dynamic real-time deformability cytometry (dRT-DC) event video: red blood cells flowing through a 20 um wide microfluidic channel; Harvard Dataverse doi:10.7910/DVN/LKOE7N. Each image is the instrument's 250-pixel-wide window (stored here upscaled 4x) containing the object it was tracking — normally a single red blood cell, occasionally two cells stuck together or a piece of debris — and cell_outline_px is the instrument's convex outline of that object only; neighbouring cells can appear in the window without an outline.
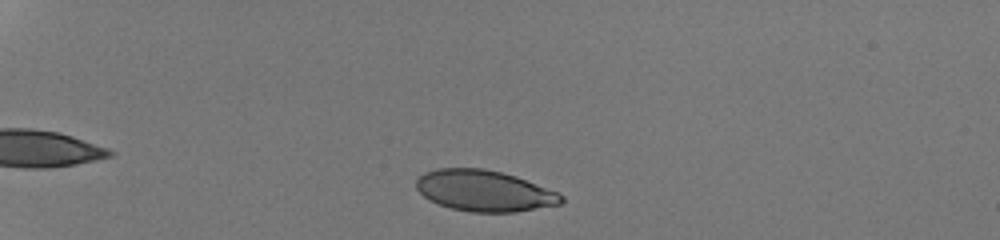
{"species": "human", "species_latin": "Homo sapiens", "temperature_condition": "room temperature", "stored_images_in_passage": 35, "camera_frame_rate_fps": 3000, "um_per_image_px": 0.085, "donor": {"sex": "male"}, "frame": {"image": 1, "passage_image": 4, "time_ms": 1.0, "image_size_px": [1000, 240], "cell_outline_px": [[564, 200], [560, 204], [516, 212], [472, 212], [452, 208], [428, 200], [416, 188], [416, 180], [424, 172], [436, 168], [484, 168], [516, 176], [556, 192], [564, 196]], "centroid_in_image_um": [41.14, 16.21], "position_along_channel_um": 43.9, "area_um2": 34.56}}
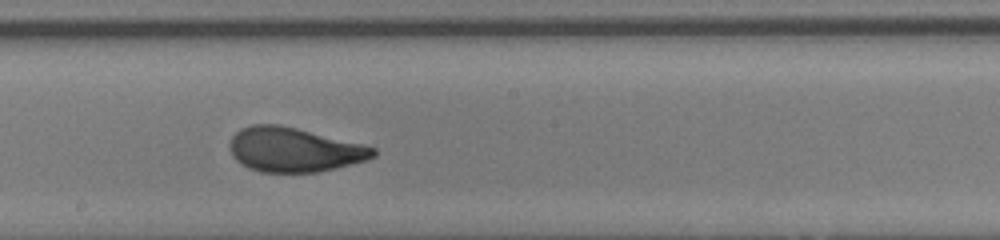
{"frame": {"image": 2, "passage_image": 22, "time_ms": 7.0, "image_size_px": [1000, 240], "cell_outline_px": [[376, 156], [368, 160], [336, 168], [316, 172], [260, 172], [248, 168], [240, 164], [232, 156], [232, 136], [240, 128], [252, 124], [276, 124], [296, 128], [364, 144], [376, 148]], "centroid_in_image_um": [25.02, 12.73], "position_along_channel_um": 223.2, "area_um2": 37.05}}
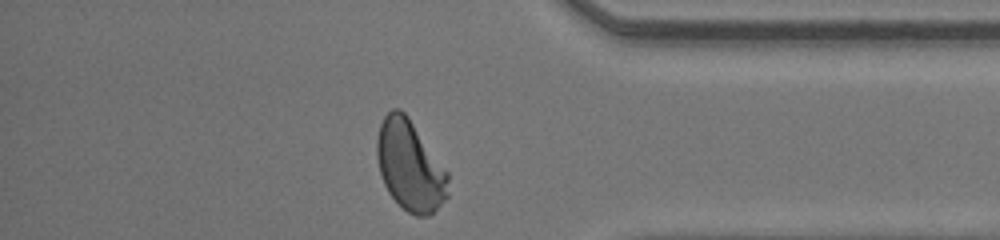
{"frame": {"image": 3, "passage_image": 35, "time_ms": 11.333, "image_size_px": [1000, 240], "cell_outline_px": [[448, 196], [428, 216], [416, 216], [408, 212], [388, 192], [384, 184], [380, 172], [376, 156], [376, 140], [380, 124], [384, 116], [392, 108], [400, 108], [408, 116], [448, 172]], "centroid_in_image_um": [34.83, 14.06], "position_along_channel_um": 400.4, "area_um2": 37.28}, "authors_computed_cell_mechanics": {"area_um2": 36.8764, "velocity_mm_per_s": 4.2917, "shape_relaxation_time_tau1_ms": 4.7162, "shape_relaxation_time_tau2_ms": null, "deformation_change_tau1": 0.2234, "deformation_change_tau2": null}}